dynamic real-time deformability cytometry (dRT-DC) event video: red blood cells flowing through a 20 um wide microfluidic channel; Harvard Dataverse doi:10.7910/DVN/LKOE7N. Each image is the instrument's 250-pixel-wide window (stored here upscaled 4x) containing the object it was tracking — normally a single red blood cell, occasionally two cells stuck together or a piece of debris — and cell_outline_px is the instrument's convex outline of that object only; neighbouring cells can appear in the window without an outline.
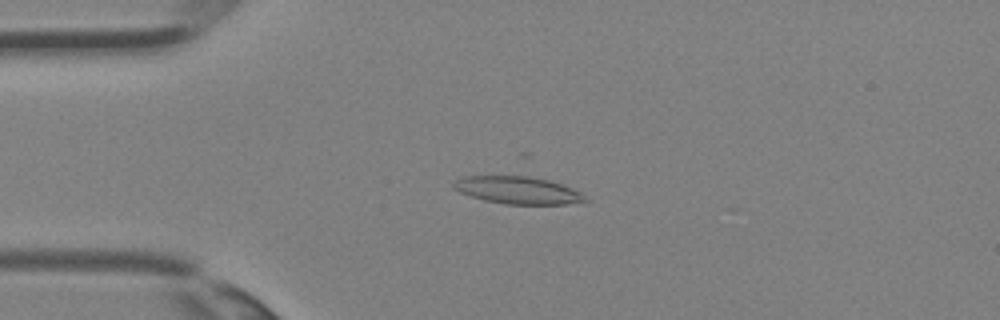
{"species": "Egyptian fruit bat (a non-hibernating species)", "species_latin": "Rousettus aegyptiacus", "temperature_condition": "room temperature", "stored_images_in_passage": 39, "camera_frame_rate_fps": 3000, "um_per_image_px": 0.085, "animal": {"sex": "female"}, "frame": {"image": 1, "passage_image": 12, "time_ms": 3.667, "image_size_px": [1000, 320], "cell_outline_px": [[588, 200], [564, 204], [504, 204], [484, 200], [460, 192], [452, 188], [452, 184], [456, 180], [464, 176], [520, 172], [548, 180], [572, 188], [580, 192]], "centroid_in_image_um": [43.93, 16.1], "position_along_channel_um": 41.1, "area_um2": 21.85}}
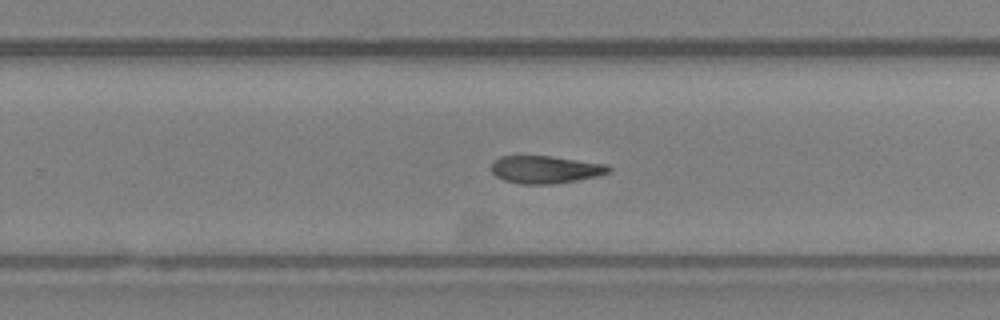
{"frame": {"image": 2, "passage_image": 26, "time_ms": 8.333, "image_size_px": [1000, 320], "cell_outline_px": [[612, 168], [608, 172], [600, 176], [552, 184], [524, 184], [504, 180], [496, 176], [492, 172], [492, 160], [500, 156], [552, 156], [608, 164]], "centroid_in_image_um": [46.37, 14.4], "position_along_channel_um": 283.4, "area_um2": 18.96}}
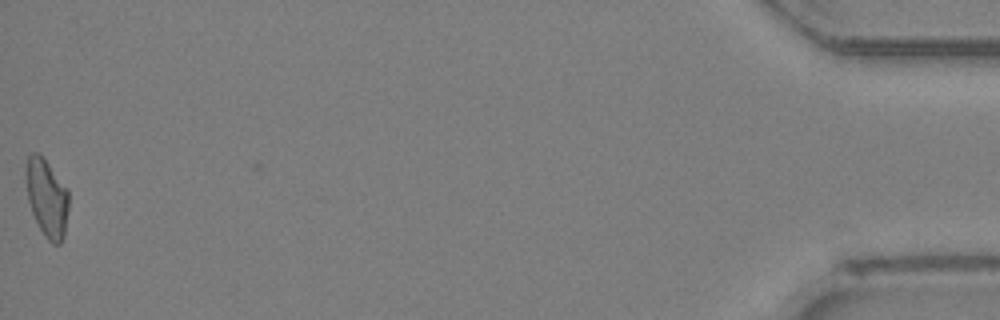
{"frame": {"image": 3, "passage_image": 39, "time_ms": 12.667, "image_size_px": [1000, 320], "cell_outline_px": [[68, 208], [64, 236], [60, 244], [52, 244], [44, 236], [32, 212], [28, 200], [24, 172], [28, 156], [32, 152], [36, 152], [48, 164], [68, 188]], "centroid_in_image_um": [3.97, 16.82], "position_along_channel_um": 431.2, "area_um2": 19.36}}